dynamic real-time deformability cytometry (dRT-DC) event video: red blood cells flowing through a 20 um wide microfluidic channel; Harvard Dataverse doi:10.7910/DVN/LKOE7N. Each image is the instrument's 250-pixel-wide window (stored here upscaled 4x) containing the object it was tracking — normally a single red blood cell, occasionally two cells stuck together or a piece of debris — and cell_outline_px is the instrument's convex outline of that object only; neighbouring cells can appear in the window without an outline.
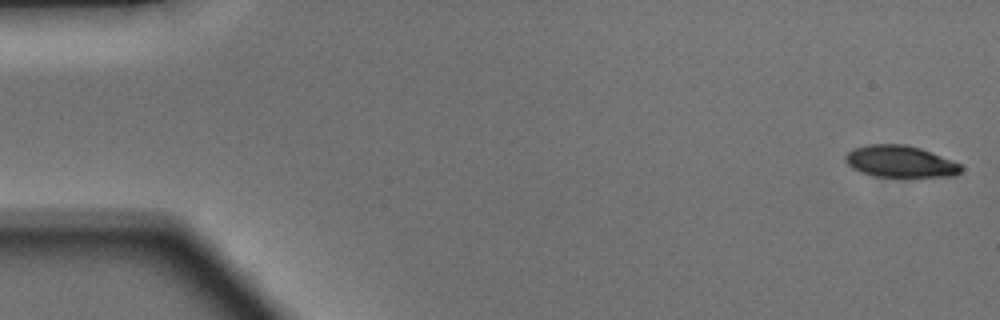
{"species": "Egyptian fruit bat (a non-hibernating species)", "species_latin": "Rousettus aegyptiacus", "temperature_condition": "warm", "stored_images_in_passage": 48, "camera_frame_rate_fps": 3000, "um_per_image_px": 0.085, "animal": {"sex": "male"}, "frame": {"image": 1, "passage_image": 1, "time_ms": 0.0, "image_size_px": [1000, 320], "cell_outline_px": [[964, 168], [956, 176], [876, 176], [860, 172], [852, 168], [844, 160], [844, 156], [852, 148], [868, 144], [904, 144], [920, 148], [952, 160], [960, 164]], "centroid_in_image_um": [76.5, 13.72], "position_along_channel_um": 8.5, "area_um2": 21.33}}
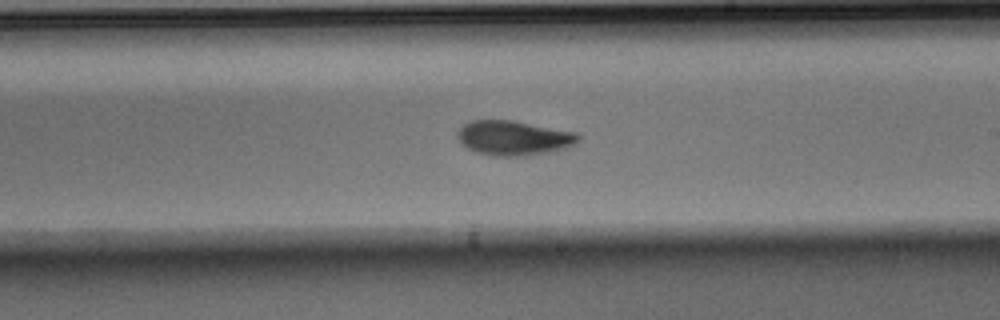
{"frame": {"image": 2, "passage_image": 28, "time_ms": 9.0, "image_size_px": [1000, 320], "cell_outline_px": [[580, 140], [564, 148], [548, 152], [524, 156], [492, 156], [476, 152], [460, 144], [456, 136], [456, 132], [464, 124], [472, 120], [512, 120], [576, 132], [580, 136]], "centroid_in_image_um": [43.61, 11.72], "position_along_channel_um": 245.4, "area_um2": 24.45}}
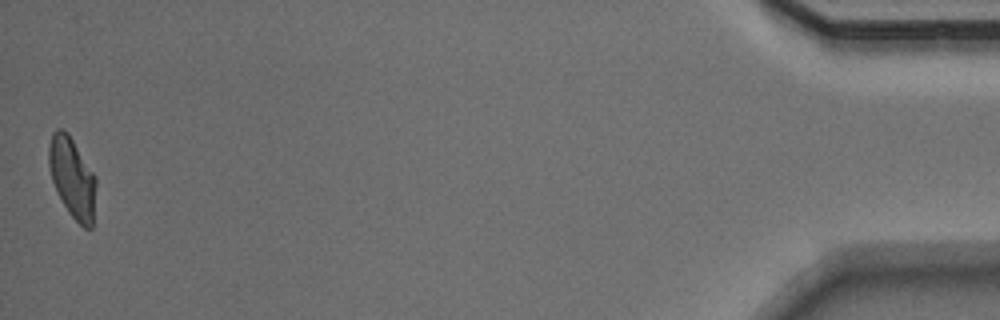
{"frame": {"image": 3, "passage_image": 48, "time_ms": 15.667, "image_size_px": [1000, 320], "cell_outline_px": [[96, 184], [92, 228], [84, 228], [68, 212], [52, 180], [48, 164], [48, 148], [52, 132], [56, 128], [60, 128], [68, 132], [96, 176]], "centroid_in_image_um": [6.14, 15.06], "position_along_channel_um": 429.1, "area_um2": 22.02}, "authors_computed_cell_mechanics": {"area_um2": 23.3223, "velocity_mm_per_s": 4.1588, "shape_relaxation_time_tau1_ms": 3.5204, "shape_relaxation_time_tau2_ms": 3.0095, "deformation_change_tau1": 0.1568, "deformation_change_tau2": 0.0832}}